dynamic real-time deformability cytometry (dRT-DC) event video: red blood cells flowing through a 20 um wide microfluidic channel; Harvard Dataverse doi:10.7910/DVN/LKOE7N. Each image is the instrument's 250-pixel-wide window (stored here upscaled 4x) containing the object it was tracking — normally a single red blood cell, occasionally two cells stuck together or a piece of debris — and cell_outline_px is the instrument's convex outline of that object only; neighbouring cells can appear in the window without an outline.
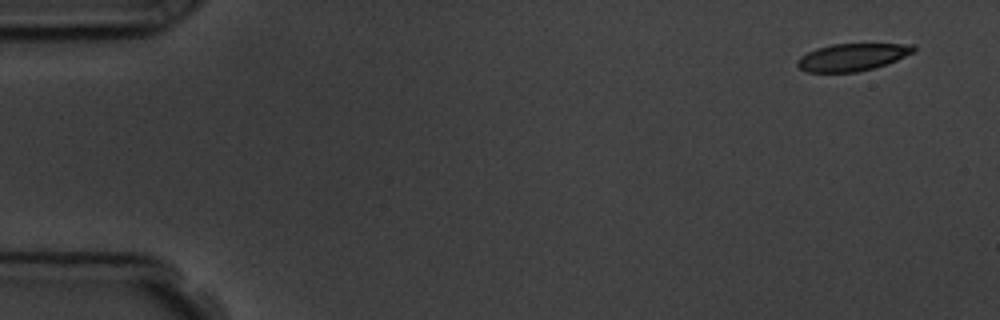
{"species": "common noctule bat (a hibernating species)", "species_latin": "Nyctalus noctula", "temperature_condition": "room temperature", "stored_images_in_passage": 5, "segment_of_instrument_passage": [1, 2], "camera_frame_rate_fps": 3000, "um_per_image_px": 0.085, "animal": {"sex": "male", "body_mass_g": 19.5, "forearm_length_mm": 54.6}, "frame": {"image": 1, "passage_image": 1, "time_ms": 0.0, "image_size_px": [1000, 320], "cell_outline_px": [[916, 52], [896, 60], [872, 68], [856, 72], [808, 72], [800, 68], [796, 64], [796, 60], [800, 56], [816, 48], [832, 44], [916, 44]], "centroid_in_image_um": [72.45, 4.85], "position_along_channel_um": 12.6, "area_um2": 18.5}}